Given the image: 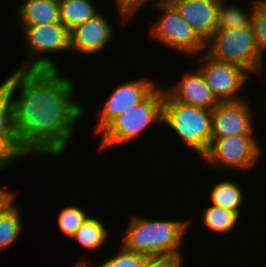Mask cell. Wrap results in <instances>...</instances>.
Returning a JSON list of instances; mask_svg holds the SVG:
<instances>
[{
  "label": "cell",
  "instance_id": "26",
  "mask_svg": "<svg viewBox=\"0 0 266 267\" xmlns=\"http://www.w3.org/2000/svg\"><path fill=\"white\" fill-rule=\"evenodd\" d=\"M160 0H114L113 3L116 6L118 13H120V20L122 24L129 22L134 16H136L139 10L141 11L148 3L156 2Z\"/></svg>",
  "mask_w": 266,
  "mask_h": 267
},
{
  "label": "cell",
  "instance_id": "7",
  "mask_svg": "<svg viewBox=\"0 0 266 267\" xmlns=\"http://www.w3.org/2000/svg\"><path fill=\"white\" fill-rule=\"evenodd\" d=\"M154 8L162 11L154 23L150 24L149 34L160 45L164 44L172 51L175 50L187 56L196 57L205 50V42L196 34L193 28L188 25L178 14L175 8L163 1H156ZM198 54V55H197Z\"/></svg>",
  "mask_w": 266,
  "mask_h": 267
},
{
  "label": "cell",
  "instance_id": "3",
  "mask_svg": "<svg viewBox=\"0 0 266 267\" xmlns=\"http://www.w3.org/2000/svg\"><path fill=\"white\" fill-rule=\"evenodd\" d=\"M162 123L203 157L212 142V110L174 101L164 90Z\"/></svg>",
  "mask_w": 266,
  "mask_h": 267
},
{
  "label": "cell",
  "instance_id": "11",
  "mask_svg": "<svg viewBox=\"0 0 266 267\" xmlns=\"http://www.w3.org/2000/svg\"><path fill=\"white\" fill-rule=\"evenodd\" d=\"M251 108L247 98L237 102H220L212 110V138L254 135Z\"/></svg>",
  "mask_w": 266,
  "mask_h": 267
},
{
  "label": "cell",
  "instance_id": "5",
  "mask_svg": "<svg viewBox=\"0 0 266 267\" xmlns=\"http://www.w3.org/2000/svg\"><path fill=\"white\" fill-rule=\"evenodd\" d=\"M205 48L208 57L238 65L250 75H260L264 68V55L258 49L251 25L238 30L215 31L205 41Z\"/></svg>",
  "mask_w": 266,
  "mask_h": 267
},
{
  "label": "cell",
  "instance_id": "17",
  "mask_svg": "<svg viewBox=\"0 0 266 267\" xmlns=\"http://www.w3.org/2000/svg\"><path fill=\"white\" fill-rule=\"evenodd\" d=\"M91 0H59V20L69 31L88 21L100 10Z\"/></svg>",
  "mask_w": 266,
  "mask_h": 267
},
{
  "label": "cell",
  "instance_id": "15",
  "mask_svg": "<svg viewBox=\"0 0 266 267\" xmlns=\"http://www.w3.org/2000/svg\"><path fill=\"white\" fill-rule=\"evenodd\" d=\"M0 156L8 164L28 156L15 137L11 93L6 81L0 85Z\"/></svg>",
  "mask_w": 266,
  "mask_h": 267
},
{
  "label": "cell",
  "instance_id": "24",
  "mask_svg": "<svg viewBox=\"0 0 266 267\" xmlns=\"http://www.w3.org/2000/svg\"><path fill=\"white\" fill-rule=\"evenodd\" d=\"M251 26L260 52L266 54V0H256Z\"/></svg>",
  "mask_w": 266,
  "mask_h": 267
},
{
  "label": "cell",
  "instance_id": "31",
  "mask_svg": "<svg viewBox=\"0 0 266 267\" xmlns=\"http://www.w3.org/2000/svg\"><path fill=\"white\" fill-rule=\"evenodd\" d=\"M161 1L169 3L170 1H173V0H161Z\"/></svg>",
  "mask_w": 266,
  "mask_h": 267
},
{
  "label": "cell",
  "instance_id": "27",
  "mask_svg": "<svg viewBox=\"0 0 266 267\" xmlns=\"http://www.w3.org/2000/svg\"><path fill=\"white\" fill-rule=\"evenodd\" d=\"M183 256L182 254H174L148 257L144 267H183Z\"/></svg>",
  "mask_w": 266,
  "mask_h": 267
},
{
  "label": "cell",
  "instance_id": "19",
  "mask_svg": "<svg viewBox=\"0 0 266 267\" xmlns=\"http://www.w3.org/2000/svg\"><path fill=\"white\" fill-rule=\"evenodd\" d=\"M244 191L236 182L223 180L217 182L210 191V201L217 207L233 211L241 216V206L244 204Z\"/></svg>",
  "mask_w": 266,
  "mask_h": 267
},
{
  "label": "cell",
  "instance_id": "10",
  "mask_svg": "<svg viewBox=\"0 0 266 267\" xmlns=\"http://www.w3.org/2000/svg\"><path fill=\"white\" fill-rule=\"evenodd\" d=\"M156 87L157 84L144 78L118 85L99 112L95 132L100 134L117 116L142 102Z\"/></svg>",
  "mask_w": 266,
  "mask_h": 267
},
{
  "label": "cell",
  "instance_id": "29",
  "mask_svg": "<svg viewBox=\"0 0 266 267\" xmlns=\"http://www.w3.org/2000/svg\"><path fill=\"white\" fill-rule=\"evenodd\" d=\"M89 264L90 263H88L87 261L81 260L79 263L77 262L76 265L74 264L73 267H90L91 265Z\"/></svg>",
  "mask_w": 266,
  "mask_h": 267
},
{
  "label": "cell",
  "instance_id": "12",
  "mask_svg": "<svg viewBox=\"0 0 266 267\" xmlns=\"http://www.w3.org/2000/svg\"><path fill=\"white\" fill-rule=\"evenodd\" d=\"M106 15L99 11L88 21L70 30L71 51L83 54L94 55L107 47L114 37V29Z\"/></svg>",
  "mask_w": 266,
  "mask_h": 267
},
{
  "label": "cell",
  "instance_id": "16",
  "mask_svg": "<svg viewBox=\"0 0 266 267\" xmlns=\"http://www.w3.org/2000/svg\"><path fill=\"white\" fill-rule=\"evenodd\" d=\"M20 26H41L58 23L59 0H23L17 8Z\"/></svg>",
  "mask_w": 266,
  "mask_h": 267
},
{
  "label": "cell",
  "instance_id": "6",
  "mask_svg": "<svg viewBox=\"0 0 266 267\" xmlns=\"http://www.w3.org/2000/svg\"><path fill=\"white\" fill-rule=\"evenodd\" d=\"M27 45L26 58L17 69L59 70L54 58L44 57L45 53L71 50L70 31L60 22L41 26L21 27Z\"/></svg>",
  "mask_w": 266,
  "mask_h": 267
},
{
  "label": "cell",
  "instance_id": "8",
  "mask_svg": "<svg viewBox=\"0 0 266 267\" xmlns=\"http://www.w3.org/2000/svg\"><path fill=\"white\" fill-rule=\"evenodd\" d=\"M256 137L255 135H233L212 138L210 147L202 159L206 166L243 171L252 169L262 154Z\"/></svg>",
  "mask_w": 266,
  "mask_h": 267
},
{
  "label": "cell",
  "instance_id": "9",
  "mask_svg": "<svg viewBox=\"0 0 266 267\" xmlns=\"http://www.w3.org/2000/svg\"><path fill=\"white\" fill-rule=\"evenodd\" d=\"M201 67L198 69L202 73L207 86L220 102H237L244 100L240 95L241 88H244L250 74L242 67L219 62L208 57L204 52L198 56Z\"/></svg>",
  "mask_w": 266,
  "mask_h": 267
},
{
  "label": "cell",
  "instance_id": "30",
  "mask_svg": "<svg viewBox=\"0 0 266 267\" xmlns=\"http://www.w3.org/2000/svg\"><path fill=\"white\" fill-rule=\"evenodd\" d=\"M9 165L1 156H0V170L6 168Z\"/></svg>",
  "mask_w": 266,
  "mask_h": 267
},
{
  "label": "cell",
  "instance_id": "1",
  "mask_svg": "<svg viewBox=\"0 0 266 267\" xmlns=\"http://www.w3.org/2000/svg\"><path fill=\"white\" fill-rule=\"evenodd\" d=\"M60 72L16 69L5 80L11 93L15 137L28 157L64 155L85 113V106L74 100V81ZM17 90L19 94L13 97Z\"/></svg>",
  "mask_w": 266,
  "mask_h": 267
},
{
  "label": "cell",
  "instance_id": "23",
  "mask_svg": "<svg viewBox=\"0 0 266 267\" xmlns=\"http://www.w3.org/2000/svg\"><path fill=\"white\" fill-rule=\"evenodd\" d=\"M89 216L79 206H66L57 216L58 227L66 237L71 238Z\"/></svg>",
  "mask_w": 266,
  "mask_h": 267
},
{
  "label": "cell",
  "instance_id": "13",
  "mask_svg": "<svg viewBox=\"0 0 266 267\" xmlns=\"http://www.w3.org/2000/svg\"><path fill=\"white\" fill-rule=\"evenodd\" d=\"M196 69L195 72H185L177 84H170L164 90L174 101L213 110L220 101L207 86L200 70Z\"/></svg>",
  "mask_w": 266,
  "mask_h": 267
},
{
  "label": "cell",
  "instance_id": "4",
  "mask_svg": "<svg viewBox=\"0 0 266 267\" xmlns=\"http://www.w3.org/2000/svg\"><path fill=\"white\" fill-rule=\"evenodd\" d=\"M164 88L157 86L142 102L117 116L99 135L100 150L128 143L150 125L162 123Z\"/></svg>",
  "mask_w": 266,
  "mask_h": 267
},
{
  "label": "cell",
  "instance_id": "20",
  "mask_svg": "<svg viewBox=\"0 0 266 267\" xmlns=\"http://www.w3.org/2000/svg\"><path fill=\"white\" fill-rule=\"evenodd\" d=\"M255 1L251 2V14L240 8L239 5L228 4L226 0H219L217 7L216 31L238 30L251 25V17L255 8ZM245 11V12H244ZM250 14V15H249Z\"/></svg>",
  "mask_w": 266,
  "mask_h": 267
},
{
  "label": "cell",
  "instance_id": "18",
  "mask_svg": "<svg viewBox=\"0 0 266 267\" xmlns=\"http://www.w3.org/2000/svg\"><path fill=\"white\" fill-rule=\"evenodd\" d=\"M104 223L90 215L70 239L79 243L86 250H98L105 245L110 232Z\"/></svg>",
  "mask_w": 266,
  "mask_h": 267
},
{
  "label": "cell",
  "instance_id": "25",
  "mask_svg": "<svg viewBox=\"0 0 266 267\" xmlns=\"http://www.w3.org/2000/svg\"><path fill=\"white\" fill-rule=\"evenodd\" d=\"M148 256L126 250L122 245L118 253L98 266L90 267H144Z\"/></svg>",
  "mask_w": 266,
  "mask_h": 267
},
{
  "label": "cell",
  "instance_id": "14",
  "mask_svg": "<svg viewBox=\"0 0 266 267\" xmlns=\"http://www.w3.org/2000/svg\"><path fill=\"white\" fill-rule=\"evenodd\" d=\"M169 3L204 42L216 31L219 0H173Z\"/></svg>",
  "mask_w": 266,
  "mask_h": 267
},
{
  "label": "cell",
  "instance_id": "2",
  "mask_svg": "<svg viewBox=\"0 0 266 267\" xmlns=\"http://www.w3.org/2000/svg\"><path fill=\"white\" fill-rule=\"evenodd\" d=\"M188 220H158L134 216L124 231L123 247L148 257L182 254Z\"/></svg>",
  "mask_w": 266,
  "mask_h": 267
},
{
  "label": "cell",
  "instance_id": "28",
  "mask_svg": "<svg viewBox=\"0 0 266 267\" xmlns=\"http://www.w3.org/2000/svg\"><path fill=\"white\" fill-rule=\"evenodd\" d=\"M15 194L0 187V211L13 199Z\"/></svg>",
  "mask_w": 266,
  "mask_h": 267
},
{
  "label": "cell",
  "instance_id": "21",
  "mask_svg": "<svg viewBox=\"0 0 266 267\" xmlns=\"http://www.w3.org/2000/svg\"><path fill=\"white\" fill-rule=\"evenodd\" d=\"M13 201L0 211V252L14 244L23 229L20 207Z\"/></svg>",
  "mask_w": 266,
  "mask_h": 267
},
{
  "label": "cell",
  "instance_id": "22",
  "mask_svg": "<svg viewBox=\"0 0 266 267\" xmlns=\"http://www.w3.org/2000/svg\"><path fill=\"white\" fill-rule=\"evenodd\" d=\"M201 221L205 228L211 229L215 233H231L237 222L241 219L240 215L233 211L217 207L213 204L202 211Z\"/></svg>",
  "mask_w": 266,
  "mask_h": 267
}]
</instances>
